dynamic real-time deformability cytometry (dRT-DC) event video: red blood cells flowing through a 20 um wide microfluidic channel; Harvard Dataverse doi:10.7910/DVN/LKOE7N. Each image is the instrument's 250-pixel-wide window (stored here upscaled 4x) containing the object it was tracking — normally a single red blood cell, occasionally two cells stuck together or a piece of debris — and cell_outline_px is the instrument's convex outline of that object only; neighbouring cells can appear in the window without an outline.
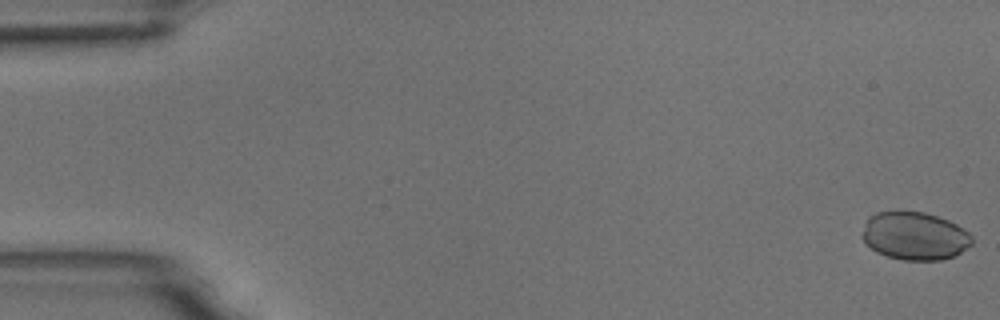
{"species": "common noctule bat (a hibernating species)", "species_latin": "Nyctalus noctula", "temperature_condition": "room temperature", "stored_images_in_passage": 55, "camera_frame_rate_fps": 3000, "um_per_image_px": 0.085, "animal": {"sex": "male", "body_mass_g": 18.8}, "frame": {"image": 1, "passage_image": 1, "time_ms": 0.0, "image_size_px": [1000, 320], "cell_outline_px": [[972, 244], [956, 256], [940, 260], [900, 260], [876, 252], [864, 240], [864, 228], [868, 216], [876, 212], [924, 212], [948, 220], [956, 224], [968, 232], [972, 236]], "centroid_in_image_um": [77.78, 20.07], "position_along_channel_um": 7.2, "area_um2": 30.46}}
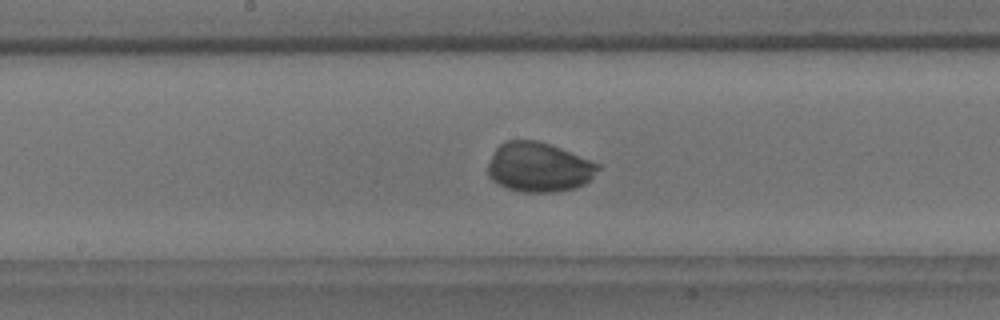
{"frame": {"image": 2, "passage_image": 29, "time_ms": 9.333, "image_size_px": [1000, 320], "cell_outline_px": [[600, 168], [584, 184], [576, 188], [556, 192], [520, 192], [504, 188], [496, 184], [488, 176], [488, 164], [496, 148], [500, 144], [508, 140], [536, 140], [560, 148], [600, 164]], "centroid_in_image_um": [45.77, 14.23], "position_along_channel_um": 202.4, "area_um2": 31.79}}
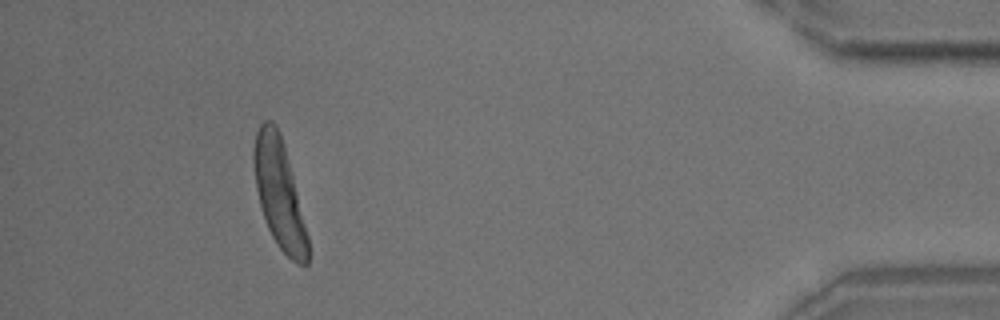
{"frame": {"image": 3, "passage_image": 51, "time_ms": 16.667, "image_size_px": [1000, 320], "cell_outline_px": [[308, 264], [304, 268], [296, 264], [280, 248], [272, 236], [268, 228], [260, 204], [256, 188], [252, 160], [252, 148], [256, 132], [260, 124], [264, 120], [272, 120], [276, 124], [280, 132], [292, 176], [308, 236]], "centroid_in_image_um": [23.71, 16.44], "position_along_channel_um": 411.5, "area_um2": 33.93}}